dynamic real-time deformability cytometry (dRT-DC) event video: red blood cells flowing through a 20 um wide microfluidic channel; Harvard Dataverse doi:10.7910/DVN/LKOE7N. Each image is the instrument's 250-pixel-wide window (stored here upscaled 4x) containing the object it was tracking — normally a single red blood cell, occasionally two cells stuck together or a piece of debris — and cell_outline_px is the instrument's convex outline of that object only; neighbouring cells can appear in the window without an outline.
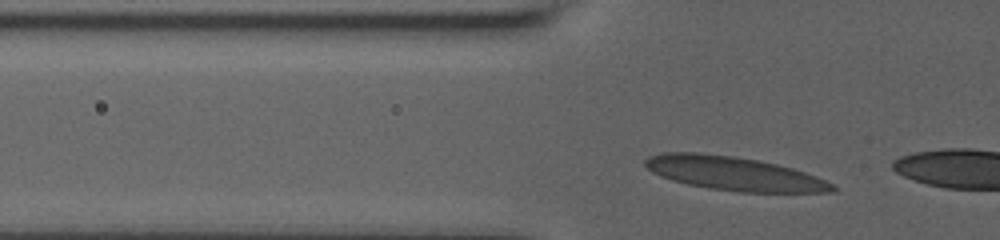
{"species": "human", "species_latin": "Homo sapiens", "temperature_condition": "room temperature", "stored_images_in_passage": 7, "camera_frame_rate_fps": 3000, "um_per_image_px": 0.085, "donor": {"sex": "male"}, "frame": {"image": 1, "passage_image": 5, "time_ms": 1.333, "image_size_px": [1000, 240], "cell_outline_px": [[836, 188], [832, 192], [740, 192], [708, 188], [688, 184], [672, 180], [660, 176], [652, 172], [644, 164], [644, 160], [648, 156], [660, 152], [700, 152], [736, 156], [760, 160], [792, 168], [816, 176], [832, 184]], "centroid_in_image_um": [62.33, 14.73], "position_along_channel_um": 63.5, "area_um2": 36.93}}